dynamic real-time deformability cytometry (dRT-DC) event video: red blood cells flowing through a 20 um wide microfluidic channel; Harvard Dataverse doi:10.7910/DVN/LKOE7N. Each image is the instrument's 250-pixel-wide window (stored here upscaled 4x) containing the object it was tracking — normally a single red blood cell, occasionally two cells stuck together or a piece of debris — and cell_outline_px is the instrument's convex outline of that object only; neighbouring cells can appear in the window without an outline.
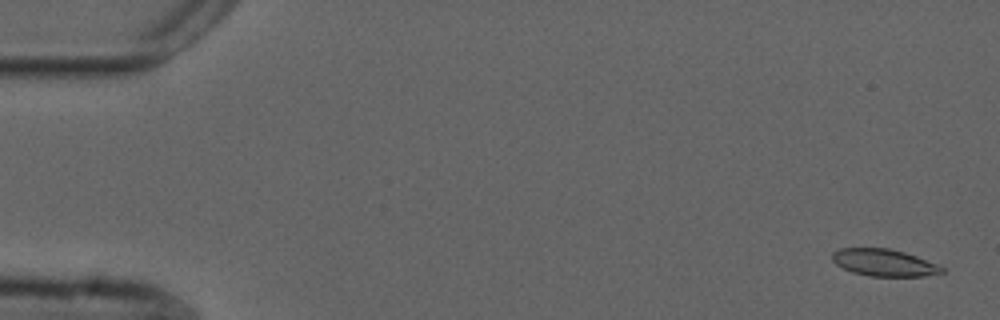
{"species": "common noctule bat (a hibernating species)", "species_latin": "Nyctalus noctula", "temperature_condition": "cold", "stored_images_in_passage": 54, "camera_frame_rate_fps": 3000, "um_per_image_px": 0.085, "animal": {"sex": "male", "forearm_length_mm": 52.5}, "frame": {"image": 1, "passage_image": 2, "time_ms": 0.333, "image_size_px": [1000, 320], "cell_outline_px": [[944, 272], [924, 276], [868, 276], [852, 272], [836, 264], [832, 260], [832, 252], [840, 248], [888, 248], [904, 252], [916, 256], [936, 264], [944, 268]], "centroid_in_image_um": [75.12, 22.32], "position_along_channel_um": 9.9, "area_um2": 17.17}}
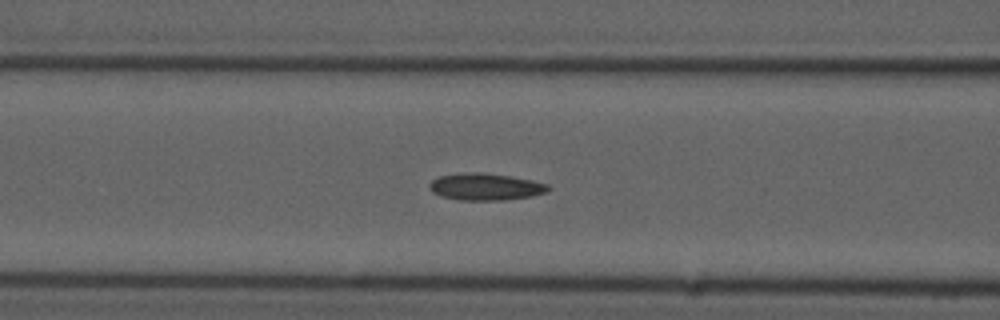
{"frame": {"image": 2, "passage_image": 22, "time_ms": 7.0, "image_size_px": [1000, 320], "cell_outline_px": [[552, 188], [548, 192], [532, 196], [504, 200], [460, 200], [440, 196], [432, 192], [428, 188], [428, 184], [432, 180], [440, 176], [468, 172], [484, 172], [512, 176], [532, 180], [548, 184]], "centroid_in_image_um": [41.29, 15.87], "position_along_channel_um": 125.3, "area_um2": 18.9}}
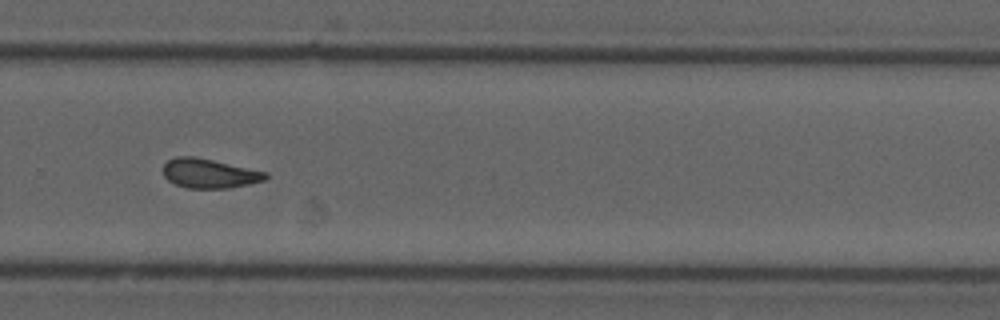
{"frame": {"image": 3, "passage_image": 37, "time_ms": 12.0, "image_size_px": [1000, 320], "cell_outline_px": [[268, 176], [264, 180], [248, 184], [228, 188], [188, 188], [176, 184], [168, 180], [164, 176], [164, 164], [168, 160], [176, 156], [196, 156], [268, 172]], "centroid_in_image_um": [17.79, 14.73], "position_along_channel_um": 312.0, "area_um2": 17.51}, "authors_computed_cell_mechanics": {"area_um2": 17.7446, "velocity_mm_per_s": 3.7435, "shape_relaxation_time_tau1_ms": null, "shape_relaxation_time_tau2_ms": 3.4097, "deformation_change_tau1": null, "deformation_change_tau2": 0.1098}}